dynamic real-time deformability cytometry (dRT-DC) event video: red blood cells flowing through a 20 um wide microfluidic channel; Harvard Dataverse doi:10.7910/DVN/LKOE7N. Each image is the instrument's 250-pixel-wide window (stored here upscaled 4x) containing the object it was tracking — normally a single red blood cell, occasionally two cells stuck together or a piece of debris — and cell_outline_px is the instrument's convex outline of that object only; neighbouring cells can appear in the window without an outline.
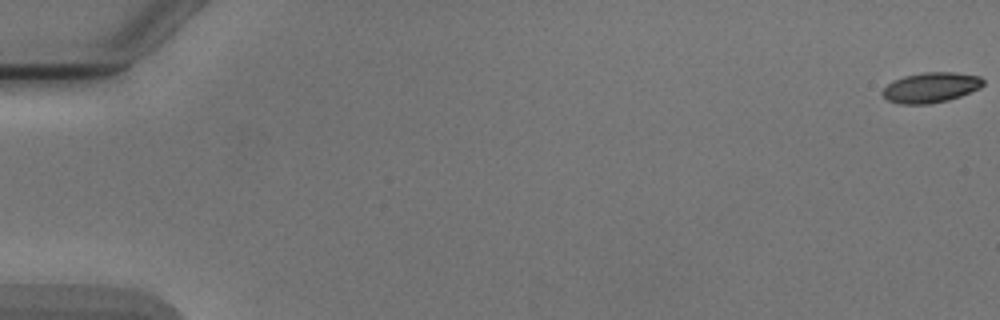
{"species": "Egyptian fruit bat (a non-hibernating species)", "species_latin": "Rousettus aegyptiacus", "temperature_condition": "cold", "stored_images_in_passage": 3, "camera_frame_rate_fps": 3000, "um_per_image_px": 0.085, "animal": {"sex": "male"}, "frame": {"image": 1, "passage_image": 1, "time_ms": 0.0, "image_size_px": [1000, 320], "cell_outline_px": [[984, 84], [980, 88], [960, 96], [948, 100], [928, 104], [900, 104], [888, 100], [880, 92], [892, 80], [904, 76], [924, 72], [956, 72], [980, 76], [984, 80]], "centroid_in_image_um": [79.12, 7.43], "position_along_channel_um": 5.9, "area_um2": 17.8}}